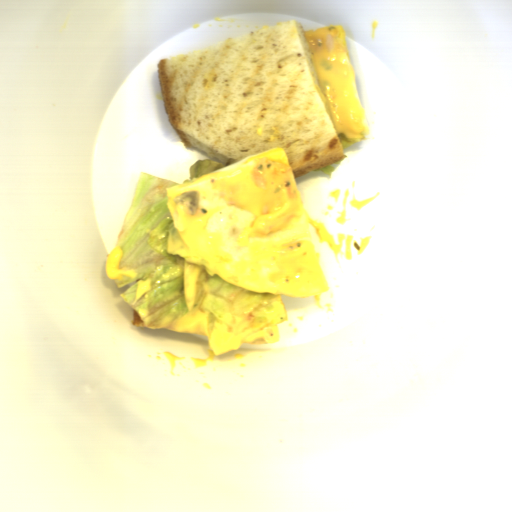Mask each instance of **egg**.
I'll return each instance as SVG.
<instances>
[{"instance_id":"d2b9013d","label":"egg","mask_w":512,"mask_h":512,"mask_svg":"<svg viewBox=\"0 0 512 512\" xmlns=\"http://www.w3.org/2000/svg\"><path fill=\"white\" fill-rule=\"evenodd\" d=\"M315 86L338 135L360 141L370 133L358 94L344 24L304 30Z\"/></svg>"},{"instance_id":"2799bb9f","label":"egg","mask_w":512,"mask_h":512,"mask_svg":"<svg viewBox=\"0 0 512 512\" xmlns=\"http://www.w3.org/2000/svg\"><path fill=\"white\" fill-rule=\"evenodd\" d=\"M122 251L121 248L115 247L109 253L105 261L104 273L110 280H122L123 277L136 278L133 270L121 268Z\"/></svg>"}]
</instances>
